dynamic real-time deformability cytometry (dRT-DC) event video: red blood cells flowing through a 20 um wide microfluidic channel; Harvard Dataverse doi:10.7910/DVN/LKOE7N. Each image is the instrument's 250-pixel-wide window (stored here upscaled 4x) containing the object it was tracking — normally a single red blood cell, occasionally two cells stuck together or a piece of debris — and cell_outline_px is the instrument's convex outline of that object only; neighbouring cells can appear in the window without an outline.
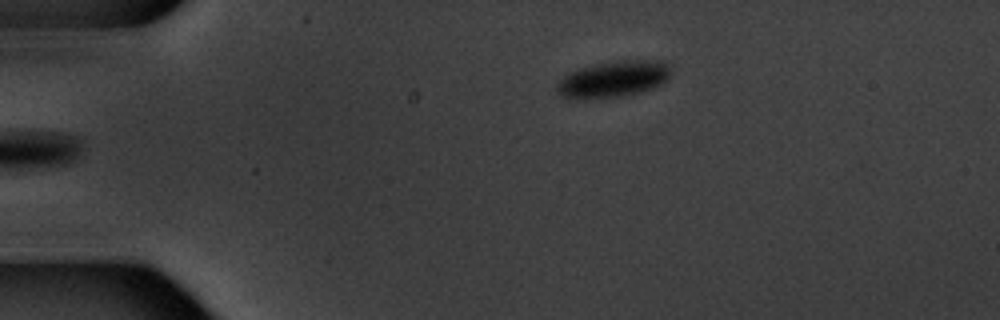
{"species": "common noctule bat (a hibernating species)", "species_latin": "Nyctalus noctula", "temperature_condition": "warm", "stored_images_in_passage": 6, "camera_frame_rate_fps": 3000, "um_per_image_px": 0.085, "animal": {"sex": "male", "body_mass_g": 20.1, "forearm_length_mm": 53.5}, "frame": {"image": 1, "passage_image": 6, "time_ms": 6.0, "image_size_px": [1000, 320], "cell_outline_px": [[672, 72], [664, 84], [640, 92], [620, 96], [564, 96], [556, 88], [556, 84], [568, 72], [580, 68], [596, 64], [620, 60], [668, 60], [672, 68]], "centroid_in_image_um": [52.29, 6.65], "position_along_channel_um": 32.7, "area_um2": 23.64}}